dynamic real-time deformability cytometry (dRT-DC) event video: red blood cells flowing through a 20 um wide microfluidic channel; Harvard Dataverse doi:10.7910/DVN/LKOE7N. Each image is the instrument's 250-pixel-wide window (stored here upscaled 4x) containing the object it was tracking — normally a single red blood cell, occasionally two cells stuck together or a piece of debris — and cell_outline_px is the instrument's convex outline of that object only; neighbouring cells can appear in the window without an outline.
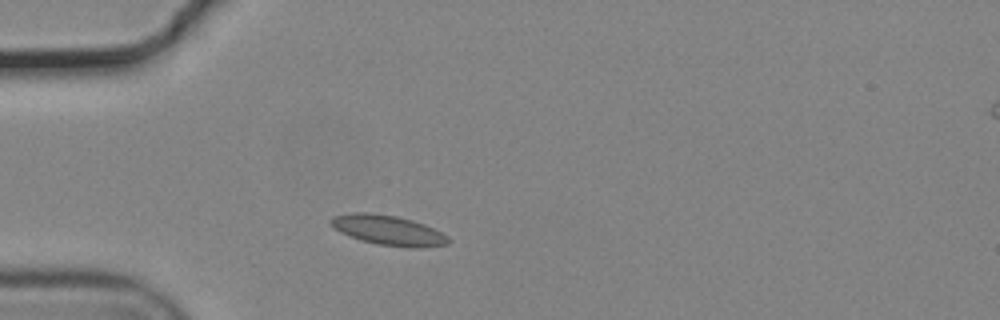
{"species": "common noctule bat (a hibernating species)", "species_latin": "Nyctalus noctula", "temperature_condition": "cold", "stored_images_in_passage": 41, "camera_frame_rate_fps": 3000, "um_per_image_px": 0.085, "animal": {"sex": "male", "body_mass_g": 19.2, "forearm_length_mm": 51.8}, "frame": {"image": 1, "passage_image": 1, "time_ms": 0.0, "image_size_px": [1000, 320], "cell_outline_px": [[452, 240], [448, 244], [416, 248], [412, 248], [376, 244], [360, 240], [348, 236], [340, 232], [328, 220], [332, 216], [352, 212], [368, 212], [396, 216], [412, 220], [424, 224], [448, 236]], "centroid_in_image_um": [32.99, 19.57], "position_along_channel_um": 52.0, "area_um2": 20.52}}
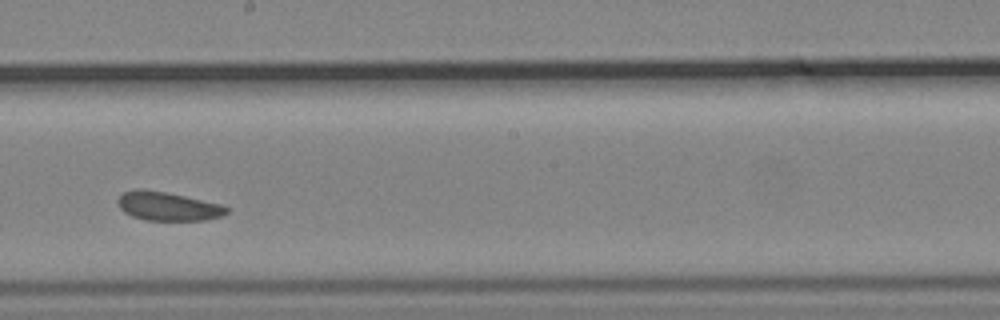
{"frame": {"image": 2, "passage_image": 17, "time_ms": 5.333, "image_size_px": [1000, 320], "cell_outline_px": [[228, 212], [224, 216], [208, 220], [144, 220], [132, 216], [124, 212], [116, 204], [116, 200], [124, 192], [136, 188], [140, 188], [164, 192], [184, 196], [220, 204], [228, 208]], "centroid_in_image_um": [14.24, 17.54], "position_along_channel_um": 234.0, "area_um2": 18.26}}
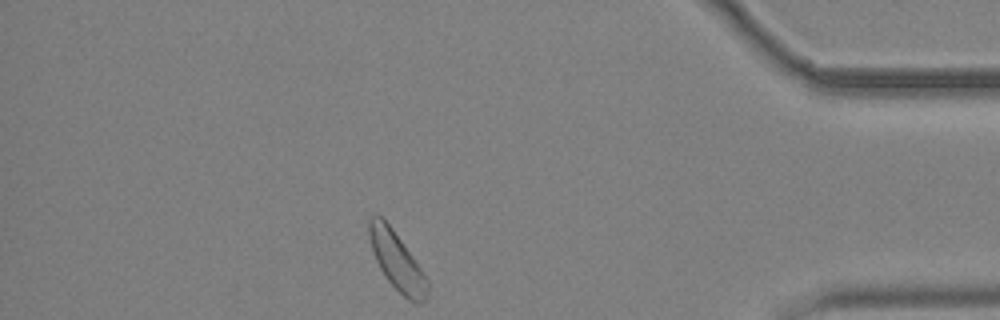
{"frame": {"image": 3, "passage_image": 34, "time_ms": 11.0, "image_size_px": [1000, 320], "cell_outline_px": [[428, 296], [424, 300], [408, 300], [384, 276], [376, 260], [372, 248], [368, 232], [368, 220], [376, 212], [392, 228], [420, 268], [428, 280]], "centroid_in_image_um": [33.7, 22.15], "position_along_channel_um": 401.5, "area_um2": 19.07}, "authors_computed_cell_mechanics": {"area_um2": 18.8428, "velocity_mm_per_s": 3.647, "shape_relaxation_time_tau1_ms": null, "shape_relaxation_time_tau2_ms": 2.8535, "deformation_change_tau1": null, "deformation_change_tau2": 0.0884}}